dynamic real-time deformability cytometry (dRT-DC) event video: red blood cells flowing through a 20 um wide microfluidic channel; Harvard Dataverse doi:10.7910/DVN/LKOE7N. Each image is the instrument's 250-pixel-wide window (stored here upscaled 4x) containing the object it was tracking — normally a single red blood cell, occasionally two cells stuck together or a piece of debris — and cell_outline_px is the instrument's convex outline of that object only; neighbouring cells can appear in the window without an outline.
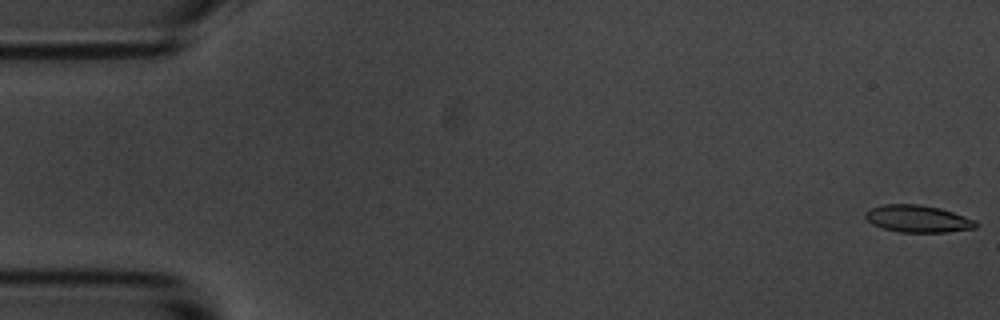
{"species": "common noctule bat (a hibernating species)", "species_latin": "Nyctalus noctula", "temperature_condition": "room temperature", "stored_images_in_passage": 7, "camera_frame_rate_fps": 3000, "um_per_image_px": 0.085, "animal": {"sex": "male", "body_mass_g": 20.1, "forearm_length_mm": 53.5}, "frame": {"image": 1, "passage_image": 1, "time_ms": 0.0, "image_size_px": [1000, 320], "cell_outline_px": [[980, 224], [976, 228], [948, 232], [900, 232], [884, 228], [872, 224], [864, 216], [864, 212], [872, 208], [884, 204], [920, 204], [940, 208], [976, 220]], "centroid_in_image_um": [78.04, 18.59], "position_along_channel_um": 7.0, "area_um2": 17.51}}
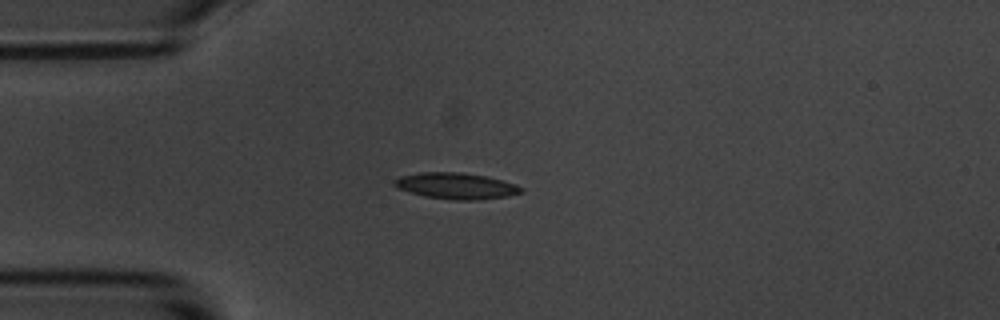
{"frame": {"image": 2, "passage_image": 5, "time_ms": 4.667, "image_size_px": [1000, 320], "cell_outline_px": [[524, 192], [508, 196], [476, 200], [452, 200], [424, 196], [396, 188], [392, 184], [392, 180], [400, 176], [420, 172], [460, 172], [484, 176], [516, 184], [524, 188]], "centroid_in_image_um": [38.74, 15.8], "position_along_channel_um": 46.3, "area_um2": 19.48}}
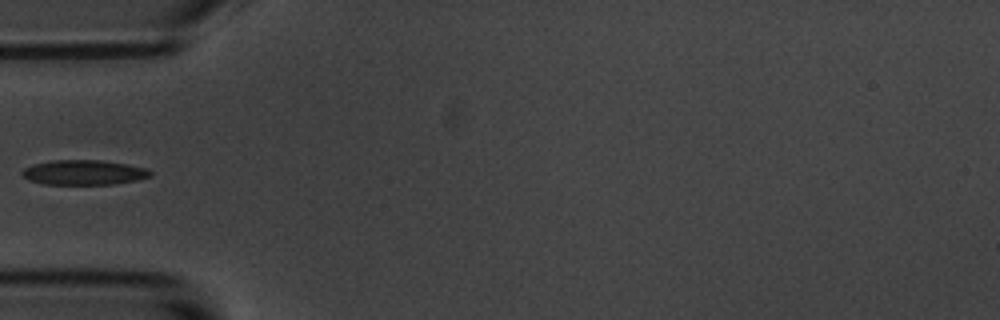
{"frame": {"image": 3, "passage_image": 6, "time_ms": 6.0, "image_size_px": [1000, 320], "cell_outline_px": [[152, 176], [136, 180], [112, 184], [44, 184], [28, 180], [20, 172], [24, 168], [32, 164], [52, 160], [100, 160], [128, 164], [144, 168], [152, 172]], "centroid_in_image_um": [7.1, 14.65], "position_along_channel_um": 77.9, "area_um2": 18.55}}